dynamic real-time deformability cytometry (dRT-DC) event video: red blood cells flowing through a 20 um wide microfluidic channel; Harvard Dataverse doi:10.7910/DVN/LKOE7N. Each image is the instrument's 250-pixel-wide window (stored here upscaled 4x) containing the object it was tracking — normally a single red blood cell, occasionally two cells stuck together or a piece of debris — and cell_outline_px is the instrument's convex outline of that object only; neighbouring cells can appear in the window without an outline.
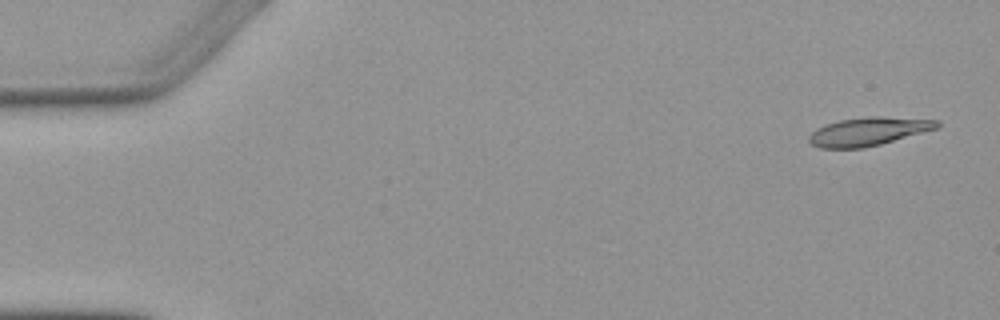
{"species": "Egyptian fruit bat (a non-hibernating species)", "species_latin": "Rousettus aegyptiacus", "temperature_condition": "warm", "stored_images_in_passage": 6, "camera_frame_rate_fps": 3000, "um_per_image_px": 0.085, "animal": {"sex": "female"}, "frame": {"image": 1, "passage_image": 1, "time_ms": 0.0, "image_size_px": [1000, 320], "cell_outline_px": [[940, 128], [880, 144], [864, 148], [820, 148], [812, 144], [808, 140], [808, 136], [816, 128], [824, 124], [840, 120], [868, 116], [880, 116], [940, 120]], "centroid_in_image_um": [73.83, 11.17], "position_along_channel_um": 11.2, "area_um2": 21.33}}
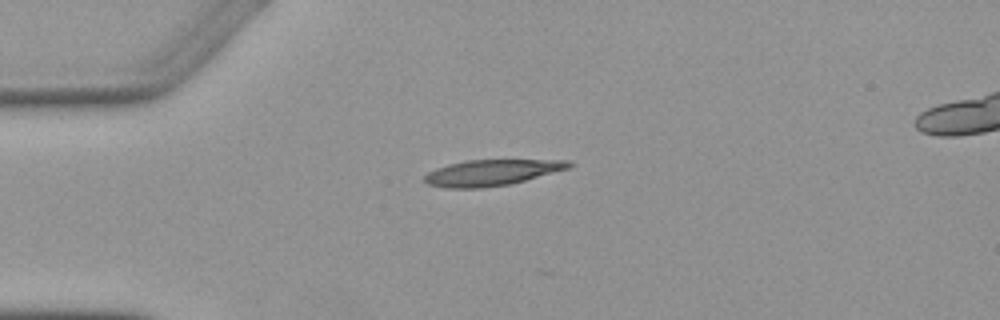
{"frame": {"image": 2, "passage_image": 4, "time_ms": 3.667, "image_size_px": [1000, 320], "cell_outline_px": [[572, 164], [568, 168], [524, 180], [508, 184], [480, 188], [448, 188], [428, 184], [424, 180], [424, 176], [428, 172], [436, 168], [448, 164], [468, 160], [568, 160]], "centroid_in_image_um": [41.73, 14.67], "position_along_channel_um": 43.3, "area_um2": 21.44}}